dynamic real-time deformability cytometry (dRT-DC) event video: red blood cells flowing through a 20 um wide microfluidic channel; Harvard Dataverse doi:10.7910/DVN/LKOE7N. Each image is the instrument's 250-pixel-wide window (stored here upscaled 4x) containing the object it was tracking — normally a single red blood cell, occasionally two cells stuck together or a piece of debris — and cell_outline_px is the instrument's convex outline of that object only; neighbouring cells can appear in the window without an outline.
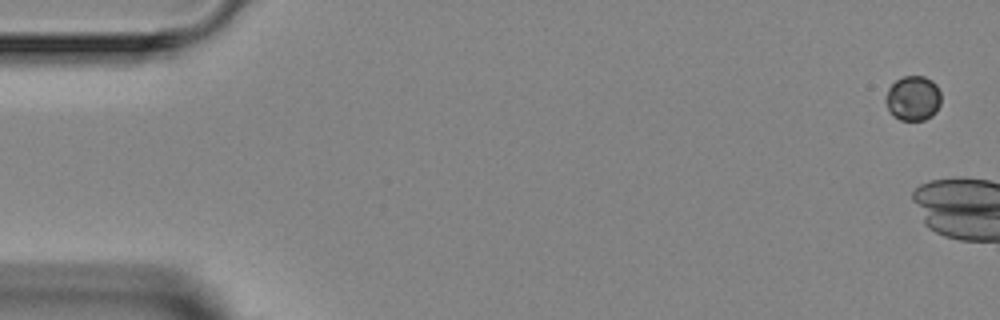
{"species": "Egyptian fruit bat (a non-hibernating species)", "species_latin": "Rousettus aegyptiacus", "temperature_condition": "room temperature", "stored_images_in_passage": 7, "camera_frame_rate_fps": 3000, "um_per_image_px": 0.085, "animal": {"sex": "female"}, "frame": {"image": 1, "passage_image": 1, "time_ms": 0.0, "image_size_px": [1000, 320], "cell_outline_px": [[940, 104], [936, 112], [932, 116], [924, 120], [900, 120], [892, 116], [884, 100], [888, 88], [896, 80], [904, 76], [924, 76], [932, 80], [936, 84], [940, 92]], "centroid_in_image_um": [77.6, 8.35], "position_along_channel_um": 7.4, "area_um2": 14.62}}